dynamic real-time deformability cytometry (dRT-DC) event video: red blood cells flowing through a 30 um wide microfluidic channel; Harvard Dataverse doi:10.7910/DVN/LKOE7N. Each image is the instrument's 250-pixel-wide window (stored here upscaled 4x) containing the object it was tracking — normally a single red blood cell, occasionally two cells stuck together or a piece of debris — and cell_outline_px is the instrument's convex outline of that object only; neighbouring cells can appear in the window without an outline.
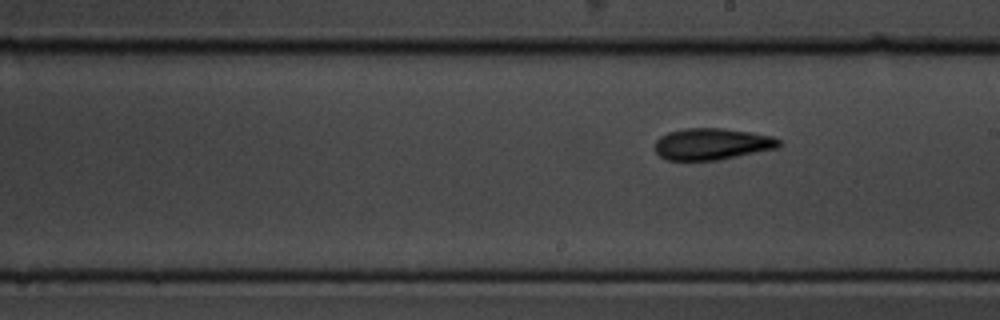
{"species": "common noctule bat (a hibernating species)", "species_latin": "Nyctalus noctula", "temperature_condition": "cold", "stored_images_in_passage": 7, "segment_of_instrument_passage": [2, 2], "camera_frame_rate_fps": 3000, "um_per_image_px": 0.085, "animal": {"sex": "male", "body_mass_g": 19.5, "forearm_length_mm": 54.6}, "frame": {"image": 1, "passage_image": 7, "time_ms": 8.667, "image_size_px": [1000, 320], "cell_outline_px": [[784, 144], [780, 148], [720, 160], [664, 160], [656, 152], [656, 140], [660, 136], [668, 132], [684, 128], [720, 128], [752, 132], [772, 136], [780, 140]], "centroid_in_image_um": [60.57, 12.24], "position_along_channel_um": 228.4, "area_um2": 23.18}}